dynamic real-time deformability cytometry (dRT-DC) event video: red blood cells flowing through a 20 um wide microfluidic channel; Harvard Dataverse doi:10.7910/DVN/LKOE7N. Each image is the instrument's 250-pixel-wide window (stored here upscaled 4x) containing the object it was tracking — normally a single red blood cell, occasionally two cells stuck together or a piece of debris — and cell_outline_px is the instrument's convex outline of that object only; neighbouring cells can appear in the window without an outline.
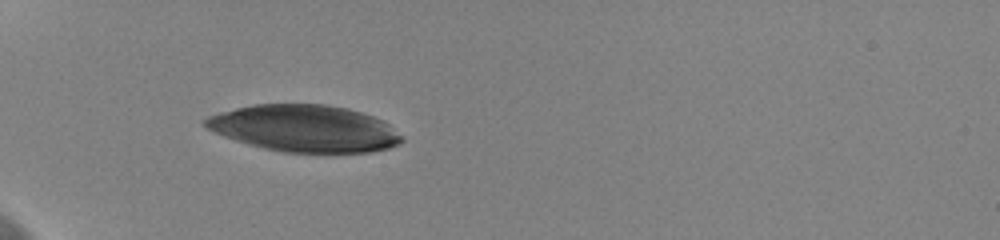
{"species": "human", "species_latin": "Homo sapiens", "temperature_condition": "cold", "stored_images_in_passage": 44, "camera_frame_rate_fps": 3000, "um_per_image_px": 0.085, "donor": {"sex": "female"}, "frame": {"image": 1, "passage_image": 7, "time_ms": 2.0, "image_size_px": [1000, 240], "cell_outline_px": [[404, 140], [400, 144], [388, 148], [372, 152], [284, 152], [264, 148], [248, 144], [224, 136], [208, 128], [204, 124], [204, 120], [208, 116], [220, 112], [252, 104], [324, 104], [348, 108], [384, 120]], "centroid_in_image_um": [25.89, 10.91], "position_along_channel_um": 59.1, "area_um2": 53.29}}